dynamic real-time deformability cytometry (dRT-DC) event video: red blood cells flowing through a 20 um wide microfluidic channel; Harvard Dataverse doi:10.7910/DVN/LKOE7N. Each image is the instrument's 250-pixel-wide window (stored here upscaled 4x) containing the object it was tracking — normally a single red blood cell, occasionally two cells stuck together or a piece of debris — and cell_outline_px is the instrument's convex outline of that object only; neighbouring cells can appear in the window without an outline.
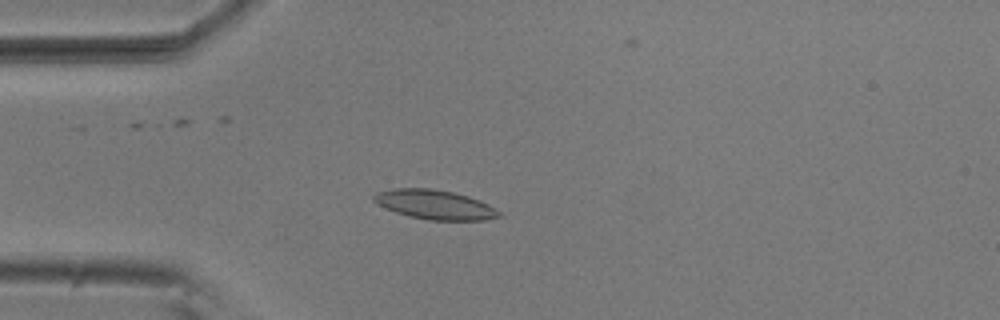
{"species": "common noctule bat (a hibernating species)", "species_latin": "Nyctalus noctula", "temperature_condition": "room temperature", "stored_images_in_passage": 4, "camera_frame_rate_fps": 3000, "um_per_image_px": 0.085, "animal": {"sex": "male", "body_mass_g": 20.5, "forearm_length_mm": 52.5}, "frame": {"image": 1, "passage_image": 4, "time_ms": 1.0, "image_size_px": [1000, 320], "cell_outline_px": [[504, 216], [484, 220], [428, 220], [408, 216], [396, 212], [376, 204], [372, 200], [372, 196], [376, 192], [392, 188], [432, 188], [452, 192], [468, 196], [480, 200], [488, 204], [500, 212]], "centroid_in_image_um": [36.94, 17.39], "position_along_channel_um": 48.1, "area_um2": 21.62}}